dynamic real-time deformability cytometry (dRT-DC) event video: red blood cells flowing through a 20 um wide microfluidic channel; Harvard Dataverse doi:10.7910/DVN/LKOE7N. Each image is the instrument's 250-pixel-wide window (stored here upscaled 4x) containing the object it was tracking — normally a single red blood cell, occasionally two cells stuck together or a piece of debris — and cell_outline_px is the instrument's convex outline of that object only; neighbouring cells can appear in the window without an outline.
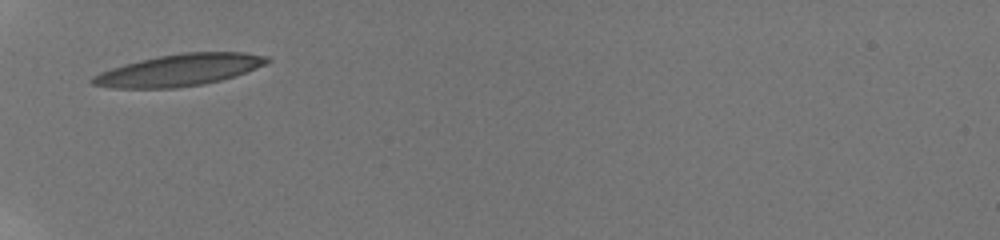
{"species": "human", "species_latin": "Homo sapiens", "temperature_condition": "room temperature", "stored_images_in_passage": 2, "camera_frame_rate_fps": 3000, "um_per_image_px": 0.085, "donor": {"sex": "male"}, "frame": {"image": 1, "passage_image": 1, "time_ms": 0.0, "image_size_px": [1000, 240], "cell_outline_px": [[272, 60], [256, 68], [236, 76], [204, 84], [176, 88], [112, 88], [92, 84], [88, 80], [92, 76], [100, 72], [124, 64], [140, 60], [160, 56], [184, 52], [244, 52], [268, 56]], "centroid_in_image_um": [15.24, 5.96], "position_along_channel_um": 69.8, "area_um2": 32.37}}